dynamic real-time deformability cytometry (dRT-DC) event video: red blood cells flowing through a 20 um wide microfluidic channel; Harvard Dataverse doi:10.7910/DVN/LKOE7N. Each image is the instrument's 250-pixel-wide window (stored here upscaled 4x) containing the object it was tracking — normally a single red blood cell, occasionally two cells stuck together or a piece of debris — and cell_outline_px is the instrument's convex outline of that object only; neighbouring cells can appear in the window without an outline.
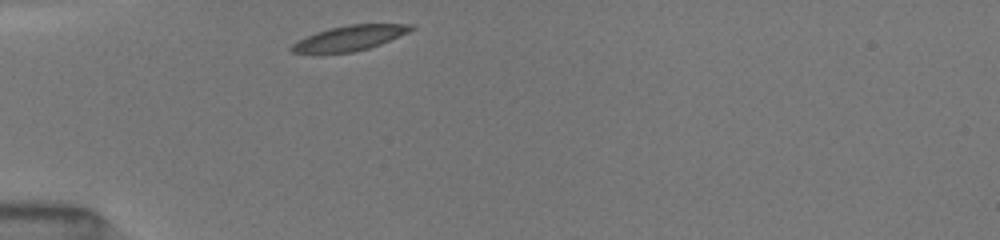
{"species": "common noctule bat (a hibernating species)", "species_latin": "Nyctalus noctula", "temperature_condition": "room temperature", "stored_images_in_passage": 54, "camera_frame_rate_fps": 3000, "um_per_image_px": 0.085, "animal": {"sex": "female", "body_mass_g": 19.5, "forearm_length_mm": 54.1}, "frame": {"image": 1, "passage_image": 1, "time_ms": 0.0, "image_size_px": [1000, 240], "cell_outline_px": [[416, 28], [408, 32], [380, 44], [368, 48], [352, 52], [312, 56], [292, 52], [288, 48], [296, 40], [316, 32], [328, 28], [348, 24], [412, 24]], "centroid_in_image_um": [29.58, 3.28], "position_along_channel_um": 55.4, "area_um2": 18.09}}
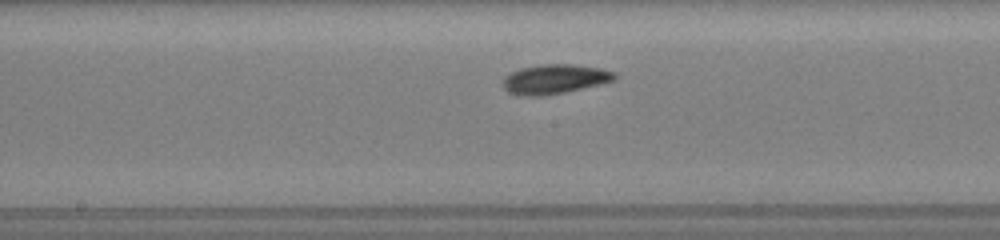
{"frame": {"image": 2, "passage_image": 17, "time_ms": 4.0, "image_size_px": [1000, 240], "cell_outline_px": [[616, 80], [600, 84], [564, 92], [544, 96], [520, 96], [508, 92], [504, 88], [504, 76], [520, 68], [540, 64], [572, 64], [600, 68], [616, 72]], "centroid_in_image_um": [47.15, 6.72], "position_along_channel_um": 201.1, "area_um2": 19.25}}
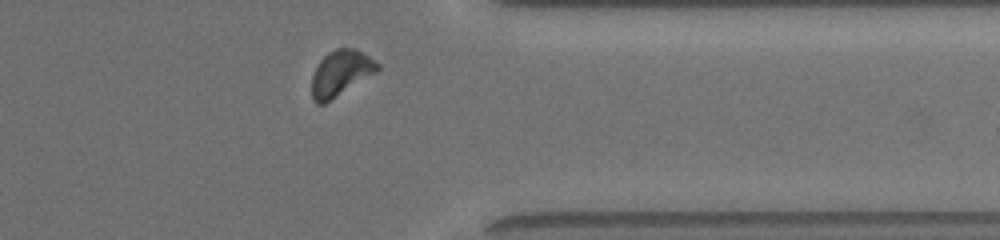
{"frame": {"image": 3, "passage_image": 45, "time_ms": 8.667, "image_size_px": [1000, 240], "cell_outline_px": [[380, 68], [376, 72], [324, 104], [316, 104], [312, 100], [312, 76], [320, 60], [328, 52], [336, 48], [356, 48], [380, 64]], "centroid_in_image_um": [28.95, 6.21], "position_along_channel_um": 382.5, "area_um2": 17.34}, "authors_computed_cell_mechanics": {"area_um2": 17.8602, "velocity_mm_per_s": 3.9964, "shape_relaxation_time_tau1_ms": 2.2313, "shape_relaxation_time_tau2_ms": 4.9524, "deformation_change_tau1": 0.11, "deformation_change_tau2": 0.1087}}